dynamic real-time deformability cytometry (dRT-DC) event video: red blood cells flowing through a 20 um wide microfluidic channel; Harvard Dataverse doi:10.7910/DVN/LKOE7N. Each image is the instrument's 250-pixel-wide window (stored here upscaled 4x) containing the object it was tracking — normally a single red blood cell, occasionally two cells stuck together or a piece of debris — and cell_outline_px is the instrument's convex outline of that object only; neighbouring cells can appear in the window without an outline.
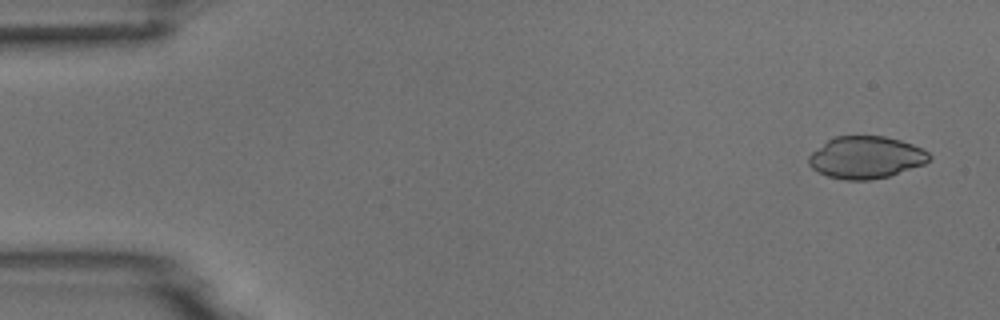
{"species": "common noctule bat (a hibernating species)", "species_latin": "Nyctalus noctula", "temperature_condition": "room temperature", "stored_images_in_passage": 6, "camera_frame_rate_fps": 3000, "um_per_image_px": 0.085, "animal": {"sex": "male", "body_mass_g": 18.8}, "frame": {"image": 1, "passage_image": 1, "time_ms": 0.0, "image_size_px": [1000, 320], "cell_outline_px": [[932, 156], [924, 164], [888, 176], [872, 180], [844, 180], [828, 176], [816, 172], [808, 164], [808, 156], [812, 152], [828, 140], [836, 136], [884, 136], [900, 140], [912, 144], [928, 152]], "centroid_in_image_um": [73.58, 13.39], "position_along_channel_um": 11.4, "area_um2": 29.54}}